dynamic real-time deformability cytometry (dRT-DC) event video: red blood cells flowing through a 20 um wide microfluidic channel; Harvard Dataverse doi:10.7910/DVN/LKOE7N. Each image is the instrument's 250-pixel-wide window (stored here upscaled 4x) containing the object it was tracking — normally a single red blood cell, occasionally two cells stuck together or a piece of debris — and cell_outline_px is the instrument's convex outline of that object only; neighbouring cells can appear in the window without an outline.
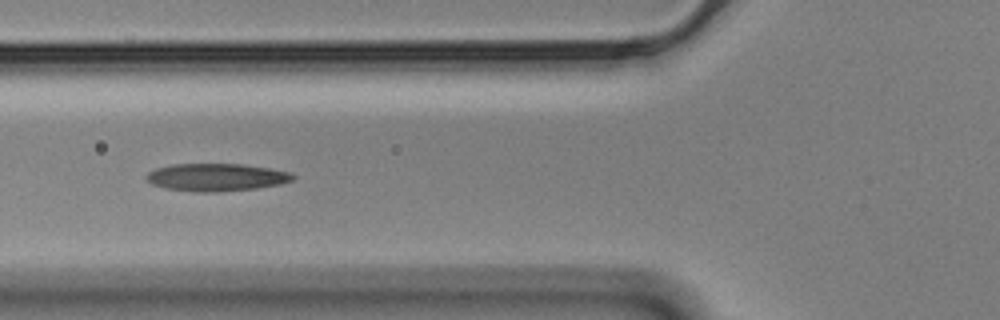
{"species": "Egyptian fruit bat (a non-hibernating species)", "species_latin": "Rousettus aegyptiacus", "temperature_condition": "cold", "stored_images_in_passage": 22, "camera_frame_rate_fps": 3000, "um_per_image_px": 0.085, "animal": {"sex": "male"}, "frame": {"image": 1, "passage_image": 7, "time_ms": 2.0, "image_size_px": [1000, 320], "cell_outline_px": [[296, 176], [292, 180], [280, 184], [256, 188], [220, 192], [196, 192], [164, 188], [152, 184], [148, 180], [148, 172], [156, 168], [172, 164], [244, 164], [272, 168], [292, 172]], "centroid_in_image_um": [18.44, 15.06], "position_along_channel_um": 107.4, "area_um2": 23.7}}